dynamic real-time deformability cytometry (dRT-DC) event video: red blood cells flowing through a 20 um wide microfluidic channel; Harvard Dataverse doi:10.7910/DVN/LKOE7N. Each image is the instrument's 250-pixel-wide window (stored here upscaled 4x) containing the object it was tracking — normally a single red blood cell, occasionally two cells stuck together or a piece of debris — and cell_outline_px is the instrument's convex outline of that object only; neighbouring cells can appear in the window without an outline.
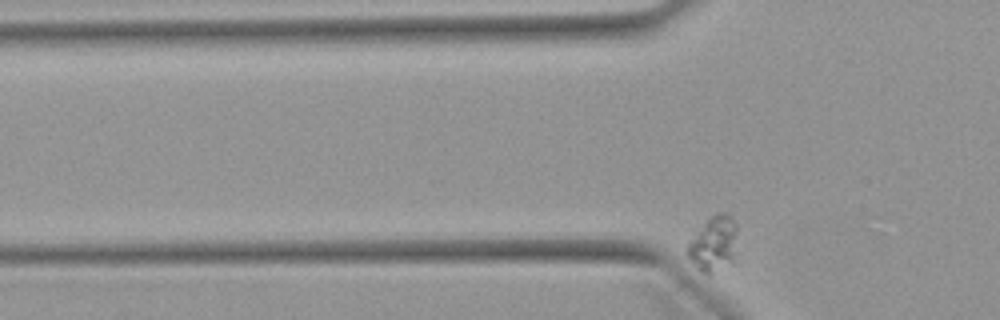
{"species": "Egyptian fruit bat (a non-hibernating species)", "species_latin": "Rousettus aegyptiacus", "temperature_condition": "warm", "stored_images_in_passage": 16, "camera_frame_rate_fps": 3000, "um_per_image_px": 0.085, "animal": {"sex": "female"}, "frame": {"image": 1, "passage_image": 2, "time_ms": 0.333, "image_size_px": [1000, 320], "cell_outline_px": [[736, 252], [732, 260], [708, 276], [684, 252], [684, 248], [688, 240], [716, 212], [724, 212], [732, 216], [736, 224]], "centroid_in_image_um": [60.64, 20.68], "position_along_channel_um": 65.2, "area_um2": 15.9}}
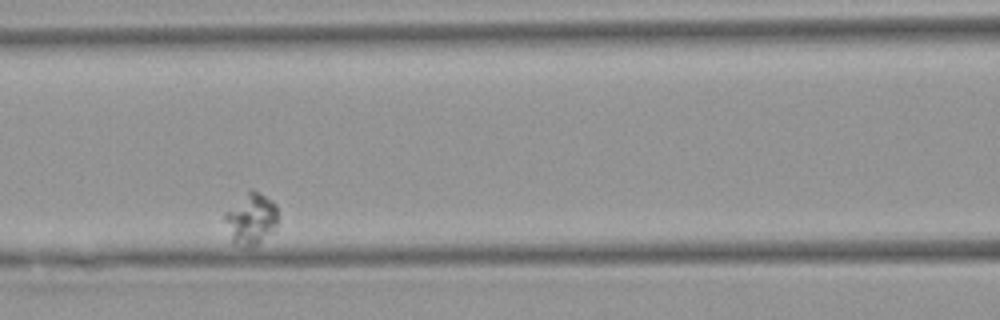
{"frame": {"image": 2, "passage_image": 11, "time_ms": 3.333, "image_size_px": [1000, 320], "cell_outline_px": [[276, 224], [272, 232], [252, 248], [244, 248], [232, 244], [224, 220], [224, 212], [248, 188], [252, 188], [260, 192], [272, 200], [276, 204]], "centroid_in_image_um": [21.29, 18.59], "position_along_channel_um": 145.3, "area_um2": 16.42}}
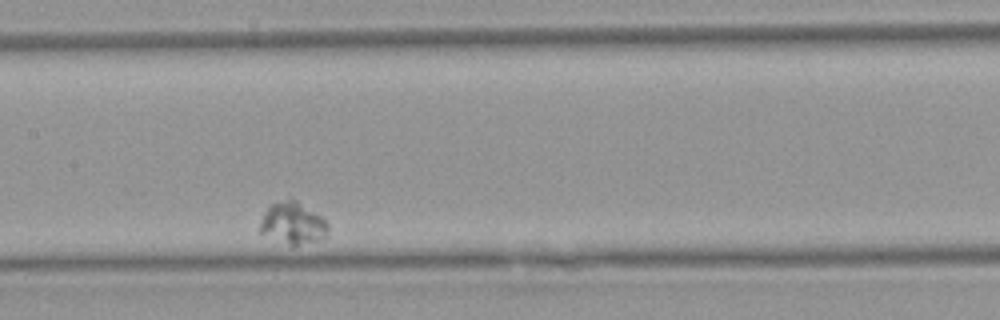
{"frame": {"image": 3, "passage_image": 15, "time_ms": 4.667, "image_size_px": [1000, 320], "cell_outline_px": [[328, 232], [320, 240], [292, 248], [260, 232], [260, 224], [264, 212], [272, 204], [288, 196], [292, 196], [320, 216], [328, 224]], "centroid_in_image_um": [24.89, 18.98], "position_along_channel_um": 182.5, "area_um2": 16.99}}